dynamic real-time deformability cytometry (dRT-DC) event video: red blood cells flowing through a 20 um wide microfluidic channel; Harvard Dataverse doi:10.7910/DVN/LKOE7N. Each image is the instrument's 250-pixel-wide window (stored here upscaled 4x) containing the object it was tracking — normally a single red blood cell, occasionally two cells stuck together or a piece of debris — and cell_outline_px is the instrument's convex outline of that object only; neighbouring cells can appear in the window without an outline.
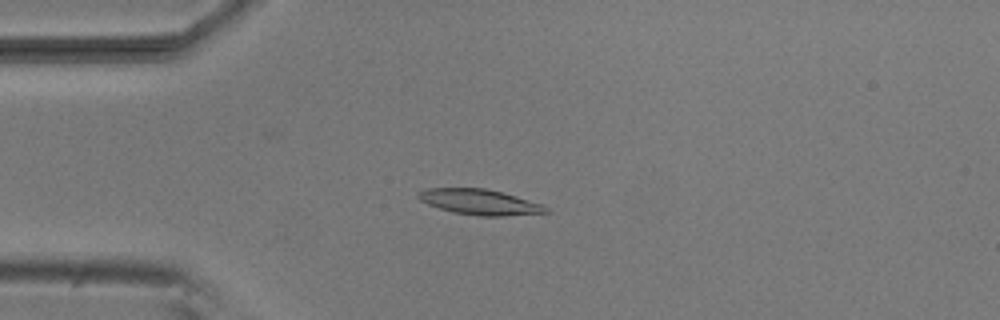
{"species": "common noctule bat (a hibernating species)", "species_latin": "Nyctalus noctula", "temperature_condition": "room temperature", "stored_images_in_passage": 53, "camera_frame_rate_fps": 3000, "um_per_image_px": 0.085, "animal": {"sex": "male", "body_mass_g": 20.5, "forearm_length_mm": 52.5}, "frame": {"image": 1, "passage_image": 13, "time_ms": 4.0, "image_size_px": [1000, 320], "cell_outline_px": [[548, 212], [504, 216], [480, 216], [452, 212], [428, 204], [420, 200], [416, 196], [416, 192], [428, 188], [484, 188], [516, 196], [544, 204], [548, 208]], "centroid_in_image_um": [40.76, 17.17], "position_along_channel_um": 44.2, "area_um2": 18.9}}
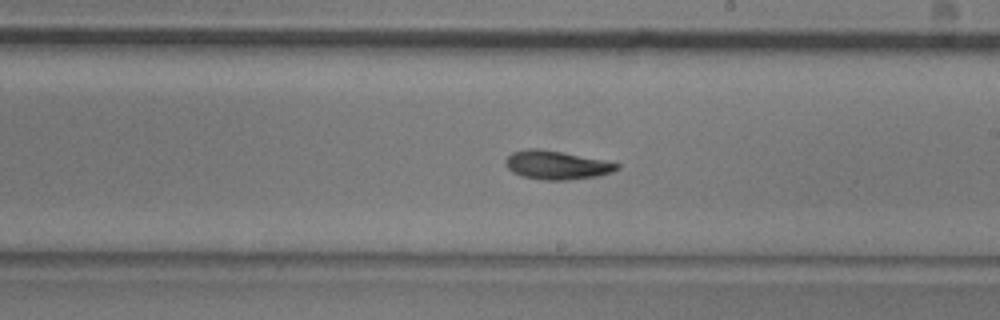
{"frame": {"image": 2, "passage_image": 30, "time_ms": 9.667, "image_size_px": [1000, 320], "cell_outline_px": [[620, 168], [612, 172], [600, 176], [568, 180], [544, 180], [520, 176], [512, 172], [504, 164], [504, 160], [512, 152], [528, 148], [540, 148], [620, 164]], "centroid_in_image_um": [47.26, 14.04], "position_along_channel_um": 241.7, "area_um2": 18.55}}
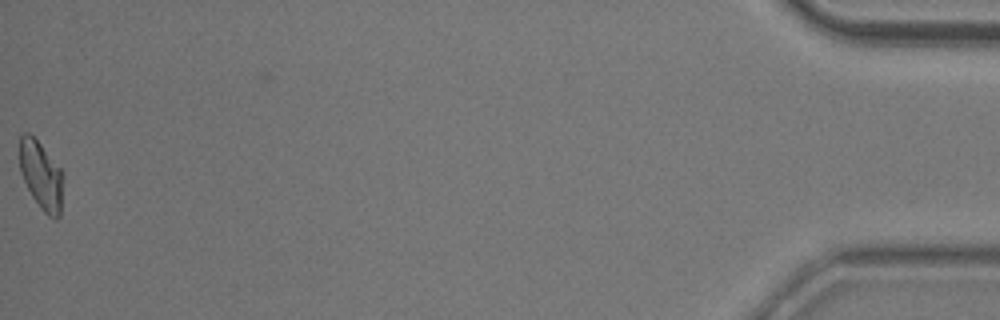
{"frame": {"image": 3, "passage_image": 53, "time_ms": 17.333, "image_size_px": [1000, 320], "cell_outline_px": [[64, 176], [60, 216], [56, 220], [48, 216], [40, 208], [32, 196], [20, 172], [20, 136], [24, 132], [28, 132], [40, 144], [64, 172]], "centroid_in_image_um": [3.53, 14.94], "position_along_channel_um": 431.7, "area_um2": 17.4}, "authors_computed_cell_mechanics": {"area_um2": 18.2648, "velocity_mm_per_s": 3.785, "shape_relaxation_time_tau1_ms": 5.3692, "shape_relaxation_time_tau2_ms": 4.6126, "deformation_change_tau1": 0.1532, "deformation_change_tau2": 0.1001}}